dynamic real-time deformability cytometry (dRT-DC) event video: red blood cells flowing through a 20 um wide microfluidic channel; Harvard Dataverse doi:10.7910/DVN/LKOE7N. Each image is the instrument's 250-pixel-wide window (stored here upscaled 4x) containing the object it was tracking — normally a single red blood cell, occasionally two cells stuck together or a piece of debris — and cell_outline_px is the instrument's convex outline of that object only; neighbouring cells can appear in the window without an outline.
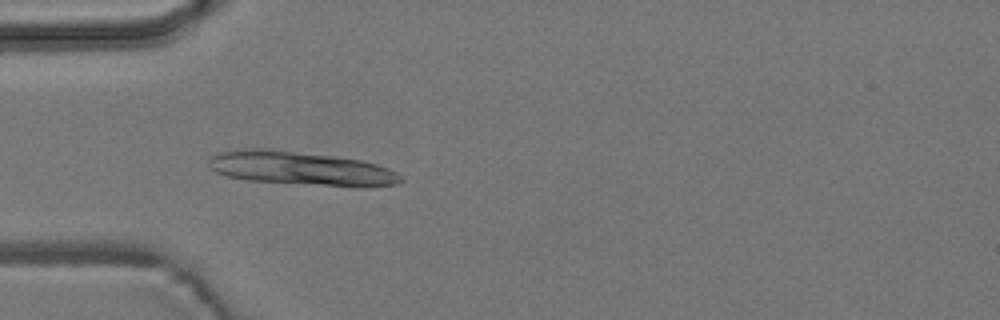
{"species": "common noctule bat (a hibernating species)", "species_latin": "Nyctalus noctula", "temperature_condition": "room temperature", "stored_images_in_passage": 3, "camera_frame_rate_fps": 3000, "um_per_image_px": 0.085, "animal": {"sex": "male", "body_mass_g": 19.2, "forearm_length_mm": 51.8}, "frame": {"image": 1, "passage_image": 3, "time_ms": 3.667, "image_size_px": [1000, 320], "cell_outline_px": [[404, 180], [396, 184], [368, 188], [356, 188], [248, 180], [228, 176], [216, 172], [208, 168], [208, 160], [212, 156], [220, 152], [244, 148], [268, 148], [336, 156], [360, 160], [376, 164], [388, 168], [396, 172]], "centroid_in_image_um": [25.61, 14.32], "position_along_channel_um": 59.4, "area_um2": 38.32}}